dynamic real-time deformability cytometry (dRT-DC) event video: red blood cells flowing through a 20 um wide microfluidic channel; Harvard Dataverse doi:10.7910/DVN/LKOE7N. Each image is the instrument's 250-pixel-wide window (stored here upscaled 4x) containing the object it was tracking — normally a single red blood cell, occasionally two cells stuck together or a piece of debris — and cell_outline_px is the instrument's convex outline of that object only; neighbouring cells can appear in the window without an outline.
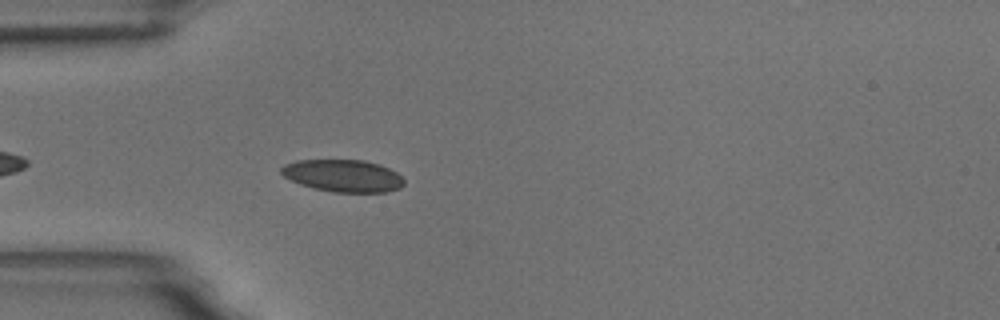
{"species": "common noctule bat (a hibernating species)", "species_latin": "Nyctalus noctula", "temperature_condition": "room temperature", "stored_images_in_passage": 16, "camera_frame_rate_fps": 3000, "um_per_image_px": 0.085, "animal": {"sex": "male", "body_mass_g": 18.8}, "frame": {"image": 1, "passage_image": 5, "time_ms": 1.333, "image_size_px": [1000, 320], "cell_outline_px": [[404, 184], [400, 188], [388, 192], [332, 192], [312, 188], [300, 184], [284, 176], [280, 172], [280, 168], [284, 164], [296, 160], [364, 160], [380, 164], [396, 172], [404, 180]], "centroid_in_image_um": [29.15, 14.94], "position_along_channel_um": 55.8, "area_um2": 23.18}}
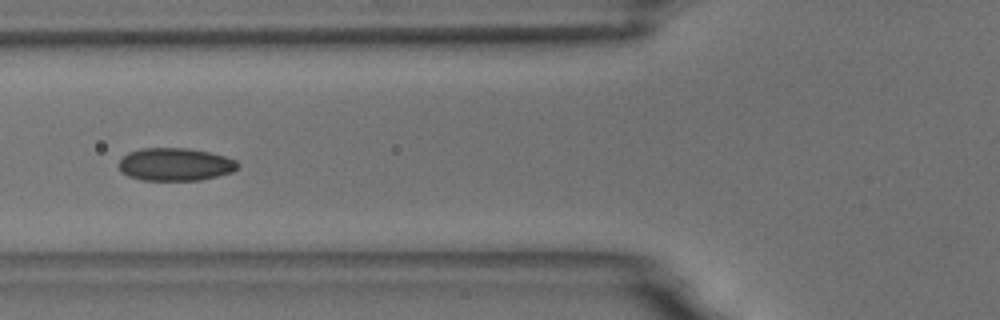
{"frame": {"image": 2, "passage_image": 10, "time_ms": 3.0, "image_size_px": [1000, 320], "cell_outline_px": [[240, 164], [232, 172], [200, 180], [144, 180], [128, 176], [120, 172], [120, 160], [128, 152], [140, 148], [188, 148], [208, 152], [224, 156], [236, 160]], "centroid_in_image_um": [14.88, 13.97], "position_along_channel_um": 110.9, "area_um2": 22.66}}